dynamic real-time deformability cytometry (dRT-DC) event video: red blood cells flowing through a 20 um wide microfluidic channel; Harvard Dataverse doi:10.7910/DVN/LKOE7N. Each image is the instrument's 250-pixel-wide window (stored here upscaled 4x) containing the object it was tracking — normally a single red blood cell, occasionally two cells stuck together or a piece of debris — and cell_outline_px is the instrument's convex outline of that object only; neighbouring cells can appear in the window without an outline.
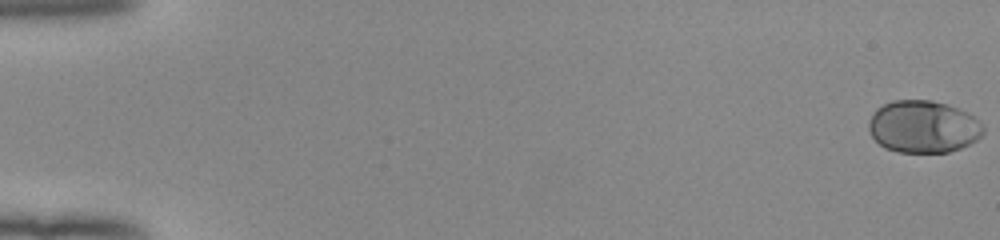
{"species": "human", "species_latin": "Homo sapiens", "temperature_condition": "room temperature", "stored_images_in_passage": 54, "camera_frame_rate_fps": 3000, "um_per_image_px": 0.085, "donor": {"sex": "female"}, "frame": {"image": 1, "passage_image": 1, "time_ms": 0.0, "image_size_px": [1000, 240], "cell_outline_px": [[984, 132], [976, 140], [960, 148], [948, 152], [896, 152], [884, 148], [872, 136], [868, 128], [868, 120], [872, 112], [876, 108], [892, 100], [932, 100], [968, 112], [976, 116], [984, 128]], "centroid_in_image_um": [78.45, 10.76], "position_along_channel_um": 6.5, "area_um2": 35.08}}
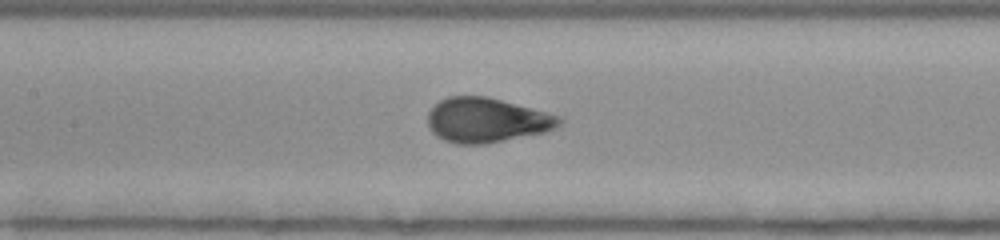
{"frame": {"image": 2, "passage_image": 27, "time_ms": 8.667, "image_size_px": [1000, 240], "cell_outline_px": [[564, 120], [556, 128], [544, 132], [488, 144], [456, 144], [444, 140], [436, 136], [432, 132], [428, 124], [428, 112], [440, 100], [448, 96], [488, 96], [532, 108], [560, 116]], "centroid_in_image_um": [41.36, 10.22], "position_along_channel_um": 166.0, "area_um2": 34.33}}
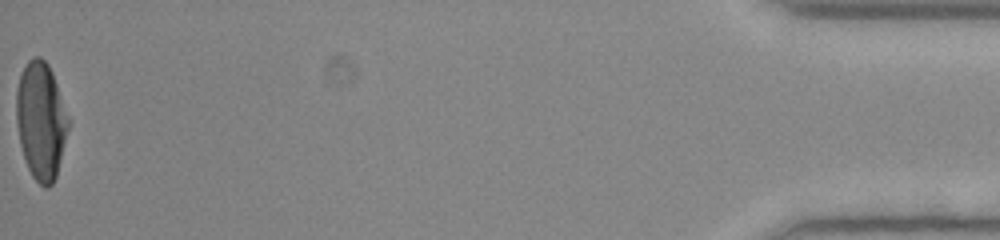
{"frame": {"image": 3, "passage_image": 54, "time_ms": 17.667, "image_size_px": [1000, 240], "cell_outline_px": [[68, 128], [56, 176], [52, 184], [48, 188], [44, 188], [32, 176], [28, 168], [20, 144], [16, 120], [16, 92], [20, 72], [28, 60], [32, 56], [40, 56], [48, 64], [52, 72], [68, 116]], "centroid_in_image_um": [3.46, 10.23], "position_along_channel_um": 431.7, "area_um2": 35.37}, "authors_computed_cell_mechanics": {"area_um2": 34.2754, "velocity_mm_per_s": 3.9712, "shape_relaxation_time_tau1_ms": 3.4606, "shape_relaxation_time_tau2_ms": null, "deformation_change_tau1": 0.2005, "deformation_change_tau2": null}}